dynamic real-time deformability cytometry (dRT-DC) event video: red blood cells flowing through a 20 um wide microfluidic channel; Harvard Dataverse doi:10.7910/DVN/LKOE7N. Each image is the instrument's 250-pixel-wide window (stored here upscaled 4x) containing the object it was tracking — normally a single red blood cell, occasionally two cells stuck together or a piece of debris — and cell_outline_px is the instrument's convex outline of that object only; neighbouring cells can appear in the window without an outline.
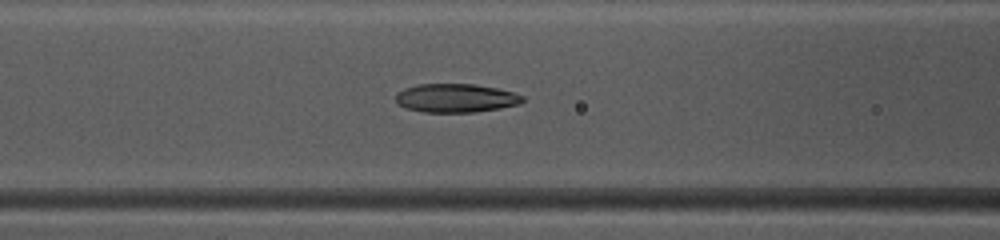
{"species": "common noctule bat (a hibernating species)", "species_latin": "Nyctalus noctula", "temperature_condition": "warm", "stored_images_in_passage": 37, "camera_frame_rate_fps": 3000, "um_per_image_px": 0.085, "animal": {"sex": "female", "body_mass_g": 10.0, "forearm_length_mm": 53.1}, "frame": {"image": 1, "passage_image": 9, "time_ms": 2.667, "image_size_px": [1000, 240], "cell_outline_px": [[524, 100], [520, 104], [500, 108], [476, 112], [424, 112], [408, 108], [400, 104], [396, 100], [396, 96], [404, 88], [416, 84], [472, 84], [496, 88], [512, 92], [524, 96]], "centroid_in_image_um": [38.78, 8.33], "position_along_channel_um": 127.8, "area_um2": 20.98}}
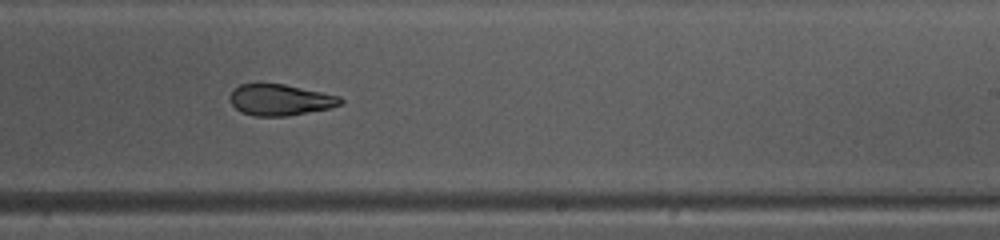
{"frame": {"image": 2, "passage_image": 19, "time_ms": 6.0, "image_size_px": [1000, 240], "cell_outline_px": [[344, 100], [340, 104], [328, 108], [284, 116], [252, 116], [240, 112], [232, 104], [228, 96], [240, 84], [284, 84], [340, 96]], "centroid_in_image_um": [23.78, 8.49], "position_along_channel_um": 265.2, "area_um2": 19.83}}
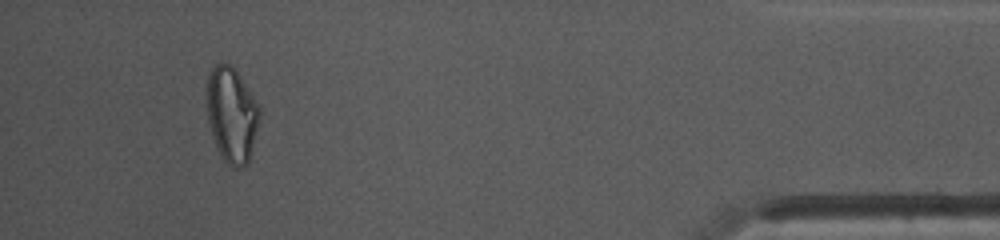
{"frame": {"image": 3, "passage_image": 34, "time_ms": 11.0, "image_size_px": [1000, 240], "cell_outline_px": [[260, 116], [252, 152], [248, 164], [240, 168], [232, 168], [220, 156], [216, 148], [212, 136], [208, 120], [204, 92], [204, 88], [208, 76], [212, 68], [216, 64], [228, 64], [240, 76], [260, 108]], "centroid_in_image_um": [19.66, 9.79], "position_along_channel_um": 415.5, "area_um2": 29.65}, "authors_computed_cell_mechanics": {"area_um2": 21.8484, "velocity_mm_per_s": 4.1206, "shape_relaxation_time_tau1_ms": null, "shape_relaxation_time_tau2_ms": 2.1288, "deformation_change_tau1": null, "deformation_change_tau2": 0.0951}}